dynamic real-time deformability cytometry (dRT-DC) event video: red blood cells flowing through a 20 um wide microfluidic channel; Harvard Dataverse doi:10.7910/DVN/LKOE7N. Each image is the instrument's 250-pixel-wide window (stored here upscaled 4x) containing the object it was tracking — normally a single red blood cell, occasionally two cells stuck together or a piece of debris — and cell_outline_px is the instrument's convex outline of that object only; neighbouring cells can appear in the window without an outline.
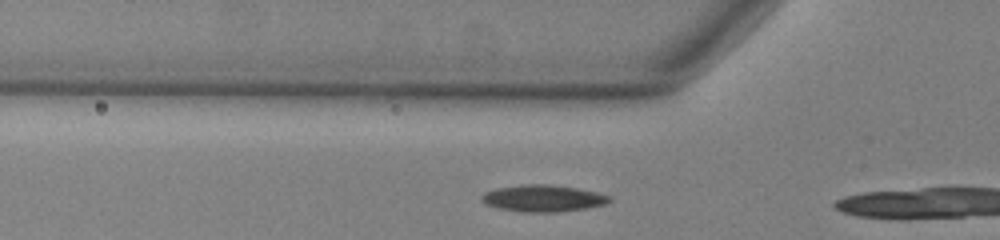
{"species": "common noctule bat (a hibernating species)", "species_latin": "Nyctalus noctula", "temperature_condition": "warm", "stored_images_in_passage": 4, "camera_frame_rate_fps": 3000, "um_per_image_px": 0.085, "animal": {"sex": "male", "body_mass_g": 13.0, "forearm_length_mm": 53.1}, "frame": {"image": 1, "passage_image": 3, "time_ms": 0.667, "image_size_px": [1000, 240], "cell_outline_px": [[612, 200], [608, 204], [588, 208], [556, 212], [524, 212], [500, 208], [484, 204], [480, 200], [480, 196], [484, 192], [496, 188], [524, 184], [548, 184], [576, 188], [596, 192], [608, 196]], "centroid_in_image_um": [46.14, 16.86], "position_along_channel_um": 79.7, "area_um2": 20.0}}